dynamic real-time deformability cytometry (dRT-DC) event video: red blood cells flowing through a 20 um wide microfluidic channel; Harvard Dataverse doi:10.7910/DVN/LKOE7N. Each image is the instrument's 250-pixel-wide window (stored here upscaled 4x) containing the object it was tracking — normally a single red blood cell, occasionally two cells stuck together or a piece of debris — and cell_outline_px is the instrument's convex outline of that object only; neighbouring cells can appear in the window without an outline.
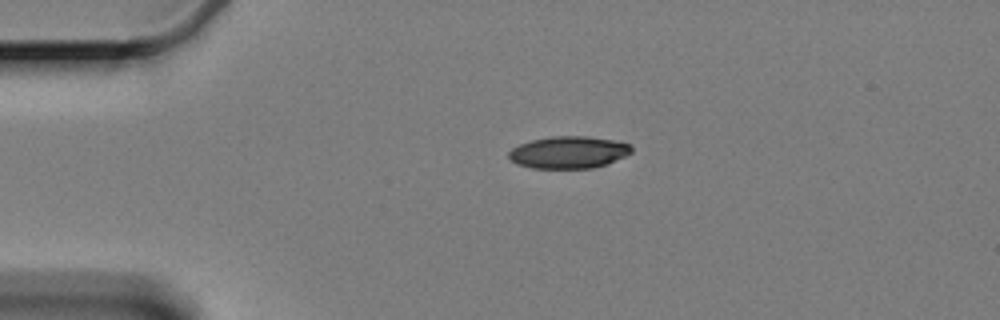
{"species": "Egyptian fruit bat (a non-hibernating species)", "species_latin": "Rousettus aegyptiacus", "temperature_condition": "cold", "stored_images_in_passage": 47, "camera_frame_rate_fps": 3000, "um_per_image_px": 0.085, "animal": {"sex": "female"}, "frame": {"image": 1, "passage_image": 1, "time_ms": 0.0, "image_size_px": [1000, 320], "cell_outline_px": [[632, 152], [608, 164], [592, 168], [532, 168], [516, 164], [508, 156], [508, 152], [512, 148], [520, 144], [532, 140], [552, 136], [588, 136], [616, 140], [632, 144]], "centroid_in_image_um": [48.36, 12.94], "position_along_channel_um": 36.6, "area_um2": 23.12}}
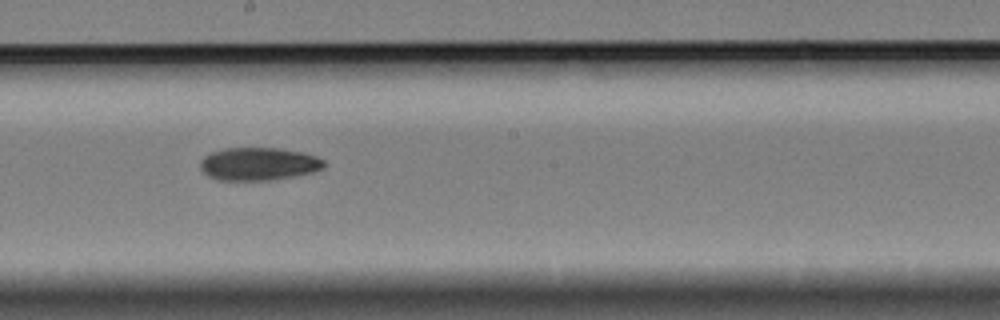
{"frame": {"image": 2, "passage_image": 21, "time_ms": 6.667, "image_size_px": [1000, 320], "cell_outline_px": [[324, 168], [312, 172], [272, 180], [220, 180], [208, 176], [200, 168], [200, 160], [204, 156], [212, 152], [224, 148], [280, 148], [304, 152], [316, 156], [324, 160]], "centroid_in_image_um": [21.98, 13.92], "position_along_channel_um": 226.2, "area_um2": 23.76}}
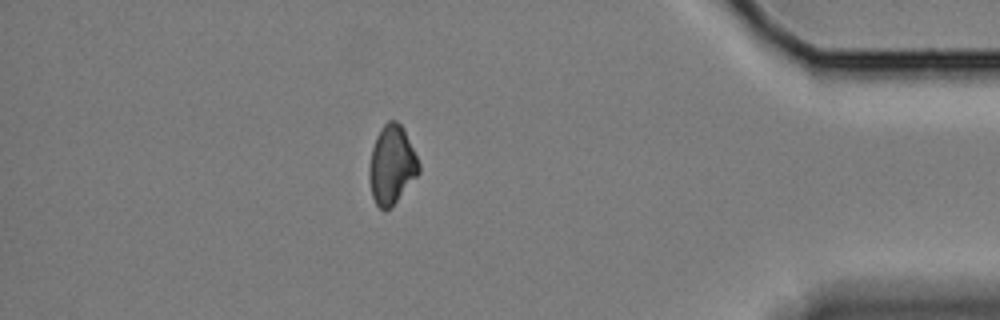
{"frame": {"image": 3, "passage_image": 40, "time_ms": 13.0, "image_size_px": [1000, 320], "cell_outline_px": [[420, 172], [392, 208], [384, 212], [376, 204], [372, 196], [368, 176], [368, 168], [372, 148], [376, 136], [380, 128], [388, 120], [396, 120], [404, 128], [420, 164]], "centroid_in_image_um": [33.29, 14.04], "position_along_channel_um": 401.9, "area_um2": 23.12}, "authors_computed_cell_mechanics": {"area_um2": 23.698, "velocity_mm_per_s": 3.3627, "shape_relaxation_time_tau1_ms": 3.9679, "shape_relaxation_time_tau2_ms": null, "deformation_change_tau1": 0.1097, "deformation_change_tau2": null}}